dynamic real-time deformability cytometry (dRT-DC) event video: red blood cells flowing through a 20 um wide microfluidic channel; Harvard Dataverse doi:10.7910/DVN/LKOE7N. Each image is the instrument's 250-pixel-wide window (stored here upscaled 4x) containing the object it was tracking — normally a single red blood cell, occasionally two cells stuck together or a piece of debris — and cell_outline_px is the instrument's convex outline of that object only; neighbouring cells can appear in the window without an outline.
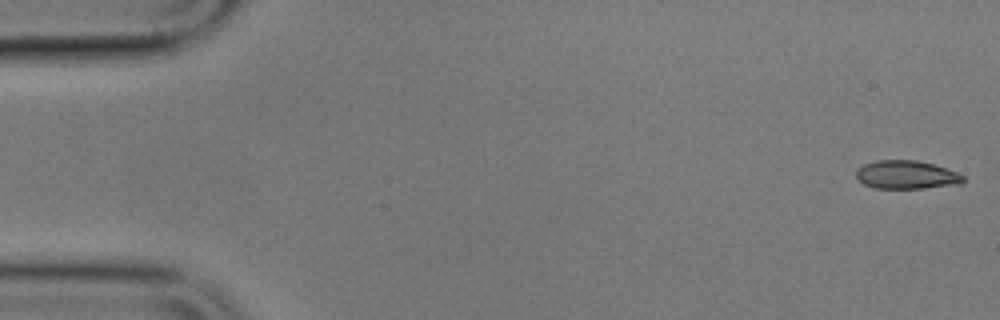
{"species": "common noctule bat (a hibernating species)", "species_latin": "Nyctalus noctula", "temperature_condition": "cold", "stored_images_in_passage": 55, "camera_frame_rate_fps": 3000, "um_per_image_px": 0.085, "animal": {"sex": "male", "body_mass_g": 17.9}, "frame": {"image": 1, "passage_image": 1, "time_ms": 0.0, "image_size_px": [1000, 320], "cell_outline_px": [[968, 180], [960, 184], [924, 188], [876, 188], [864, 184], [856, 176], [856, 168], [864, 164], [876, 160], [916, 160], [932, 164], [956, 172], [964, 176]], "centroid_in_image_um": [77.05, 14.85], "position_along_channel_um": 7.9, "area_um2": 17.69}}
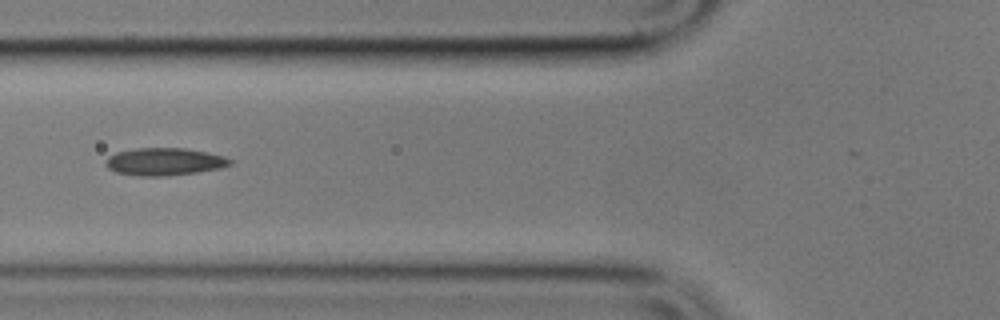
{"frame": {"image": 2, "passage_image": 20, "time_ms": 6.333, "image_size_px": [1000, 320], "cell_outline_px": [[232, 164], [220, 168], [196, 172], [164, 176], [140, 176], [116, 172], [108, 168], [104, 164], [104, 160], [108, 156], [116, 152], [136, 148], [184, 148], [208, 152], [224, 156], [232, 160]], "centroid_in_image_um": [13.95, 13.73], "position_along_channel_um": 111.9, "area_um2": 20.0}}
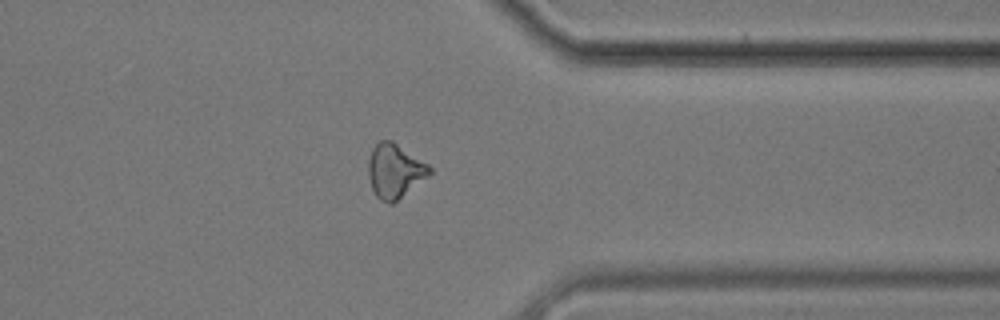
{"frame": {"image": 3, "passage_image": 43, "time_ms": 14.0, "image_size_px": [1000, 320], "cell_outline_px": [[432, 172], [428, 176], [392, 204], [388, 204], [380, 200], [376, 196], [372, 188], [368, 176], [368, 160], [372, 148], [380, 140], [392, 140], [428, 164], [432, 168]], "centroid_in_image_um": [33.54, 14.52], "position_along_channel_um": 377.9, "area_um2": 19.31}, "authors_computed_cell_mechanics": {"area_um2": 19.074, "velocity_mm_per_s": 3.5659, "shape_relaxation_time_tau1_ms": 9.604, "shape_relaxation_time_tau2_ms": 6.9649, "deformation_change_tau1": 0.1654, "deformation_change_tau2": 0.1704}}